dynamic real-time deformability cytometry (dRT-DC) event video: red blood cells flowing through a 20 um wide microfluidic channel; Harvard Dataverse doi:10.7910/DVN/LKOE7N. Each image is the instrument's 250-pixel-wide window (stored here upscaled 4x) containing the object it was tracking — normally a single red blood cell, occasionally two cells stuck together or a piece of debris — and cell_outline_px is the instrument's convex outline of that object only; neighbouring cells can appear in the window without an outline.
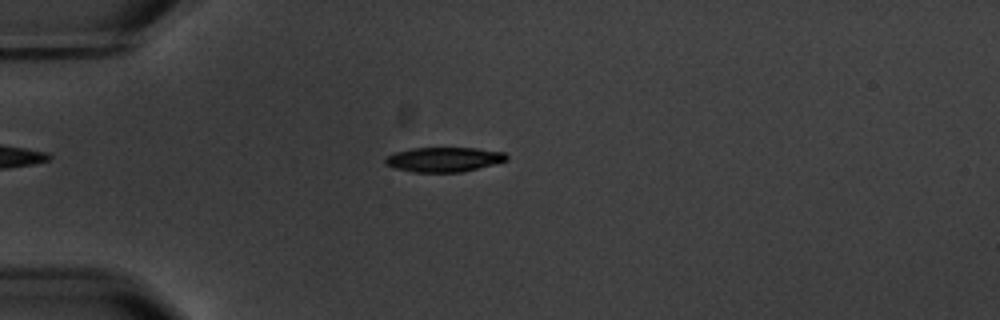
{"species": "common noctule bat (a hibernating species)", "species_latin": "Nyctalus noctula", "temperature_condition": "warm", "stored_images_in_passage": 3, "camera_frame_rate_fps": 3000, "um_per_image_px": 0.085, "animal": {"sex": "male", "body_mass_g": 20.1, "forearm_length_mm": 53.5}, "frame": {"image": 1, "passage_image": 1, "time_ms": 0.0, "image_size_px": [1000, 320], "cell_outline_px": [[508, 160], [460, 172], [412, 172], [396, 168], [384, 164], [384, 160], [388, 156], [396, 152], [412, 148], [476, 148], [504, 152], [508, 156]], "centroid_in_image_um": [37.72, 13.55], "position_along_channel_um": 47.3, "area_um2": 17.22}}
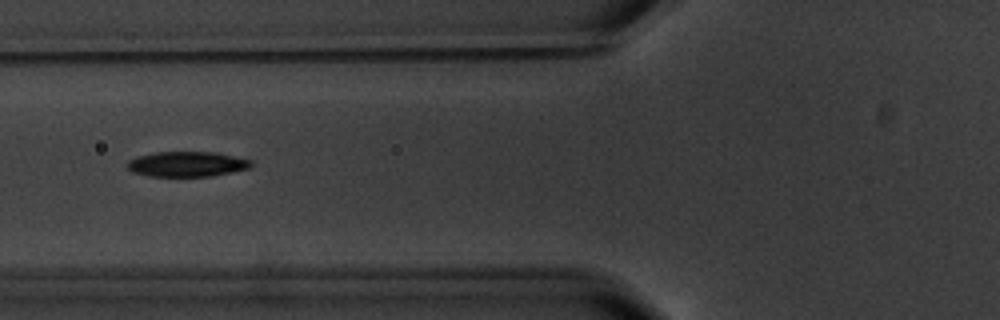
{"frame": {"image": 2, "passage_image": 3, "time_ms": 2.333, "image_size_px": [1000, 320], "cell_outline_px": [[252, 164], [248, 168], [232, 172], [212, 176], [148, 176], [132, 172], [128, 168], [128, 160], [136, 156], [156, 152], [216, 152], [252, 160]], "centroid_in_image_um": [15.88, 13.94], "position_along_channel_um": 109.9, "area_um2": 18.15}}